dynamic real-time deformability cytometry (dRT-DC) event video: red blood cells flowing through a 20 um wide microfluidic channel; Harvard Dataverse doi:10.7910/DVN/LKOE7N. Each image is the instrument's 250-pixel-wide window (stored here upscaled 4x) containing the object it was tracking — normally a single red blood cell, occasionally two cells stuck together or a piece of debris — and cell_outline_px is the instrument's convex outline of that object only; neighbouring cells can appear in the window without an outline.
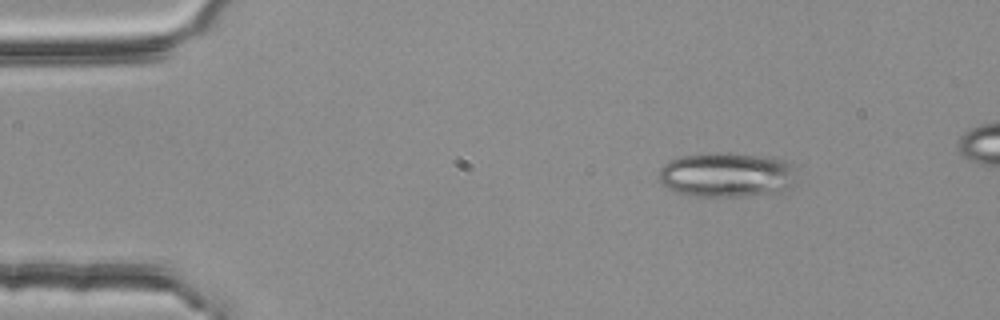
{"species": "common noctule bat (a hibernating species)", "species_latin": "Nyctalus noctula", "temperature_condition": "room temperature", "stored_images_in_passage": 55, "segment_of_instrument_passage": [1, 2], "camera_frame_rate_fps": 3000, "um_per_image_px": 0.085, "animal": {"sex": "female", "body_mass_g": 25.1}, "frame": {"image": 1, "passage_image": 8, "time_ms": 2.333, "image_size_px": [1000, 320], "cell_outline_px": [[800, 180], [796, 184], [780, 192], [748, 196], [696, 196], [672, 192], [660, 180], [660, 168], [664, 164], [680, 156], [752, 156], [780, 160], [796, 168]], "centroid_in_image_um": [61.84, 14.94], "position_along_channel_um": 23.2, "area_um2": 34.85}}
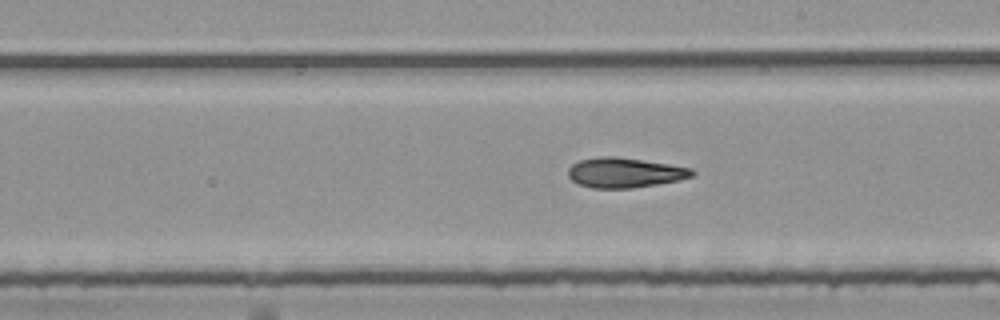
{"frame": {"image": 2, "passage_image": 31, "time_ms": 10.0, "image_size_px": [1000, 320], "cell_outline_px": [[696, 172], [692, 176], [680, 180], [632, 188], [592, 188], [580, 184], [572, 180], [568, 176], [568, 168], [572, 164], [580, 160], [600, 156], [616, 156], [668, 164], [692, 168]], "centroid_in_image_um": [53.1, 14.67], "position_along_channel_um": 235.9, "area_um2": 21.56}}
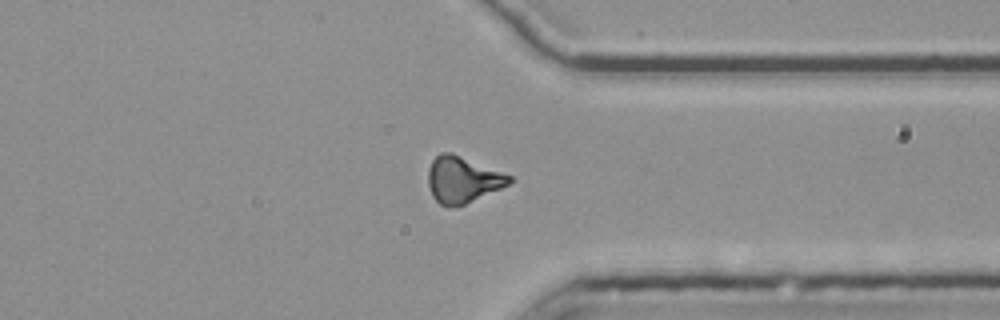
{"frame": {"image": 3, "passage_image": 42, "time_ms": 13.667, "image_size_px": [1000, 320], "cell_outline_px": [[516, 180], [500, 188], [464, 204], [448, 208], [440, 204], [432, 196], [428, 184], [428, 168], [432, 160], [440, 152], [452, 152], [512, 176]], "centroid_in_image_um": [39.3, 15.26], "position_along_channel_um": 372.1, "area_um2": 21.85}}